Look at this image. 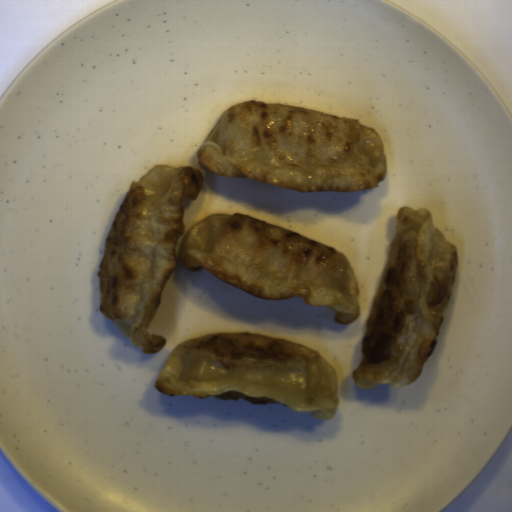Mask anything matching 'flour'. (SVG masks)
<instances>
[{
	"label": "flour",
	"instance_id": "1",
	"mask_svg": "<svg viewBox=\"0 0 512 512\" xmlns=\"http://www.w3.org/2000/svg\"><path fill=\"white\" fill-rule=\"evenodd\" d=\"M196 157L218 176L304 193L369 190L387 175L384 146L373 127L262 101L224 110Z\"/></svg>",
	"mask_w": 512,
	"mask_h": 512
},
{
	"label": "flour",
	"instance_id": "2",
	"mask_svg": "<svg viewBox=\"0 0 512 512\" xmlns=\"http://www.w3.org/2000/svg\"><path fill=\"white\" fill-rule=\"evenodd\" d=\"M459 266L456 248L434 224L429 209L403 206L367 316L358 388H403L418 380L434 353Z\"/></svg>",
	"mask_w": 512,
	"mask_h": 512
},
{
	"label": "flour",
	"instance_id": "3",
	"mask_svg": "<svg viewBox=\"0 0 512 512\" xmlns=\"http://www.w3.org/2000/svg\"><path fill=\"white\" fill-rule=\"evenodd\" d=\"M179 261L263 300L326 307L340 324L360 316L357 278L341 251L260 219L206 217L188 230Z\"/></svg>",
	"mask_w": 512,
	"mask_h": 512
},
{
	"label": "flour",
	"instance_id": "4",
	"mask_svg": "<svg viewBox=\"0 0 512 512\" xmlns=\"http://www.w3.org/2000/svg\"><path fill=\"white\" fill-rule=\"evenodd\" d=\"M203 180L201 169L152 167L130 183L105 238L99 310L142 353L155 354L166 343L149 328L177 266L186 200L198 198Z\"/></svg>",
	"mask_w": 512,
	"mask_h": 512
},
{
	"label": "flour",
	"instance_id": "5",
	"mask_svg": "<svg viewBox=\"0 0 512 512\" xmlns=\"http://www.w3.org/2000/svg\"><path fill=\"white\" fill-rule=\"evenodd\" d=\"M154 386L171 397L283 404L322 419H332L340 402L337 375L321 353L259 334L187 339L172 349Z\"/></svg>",
	"mask_w": 512,
	"mask_h": 512
}]
</instances>
